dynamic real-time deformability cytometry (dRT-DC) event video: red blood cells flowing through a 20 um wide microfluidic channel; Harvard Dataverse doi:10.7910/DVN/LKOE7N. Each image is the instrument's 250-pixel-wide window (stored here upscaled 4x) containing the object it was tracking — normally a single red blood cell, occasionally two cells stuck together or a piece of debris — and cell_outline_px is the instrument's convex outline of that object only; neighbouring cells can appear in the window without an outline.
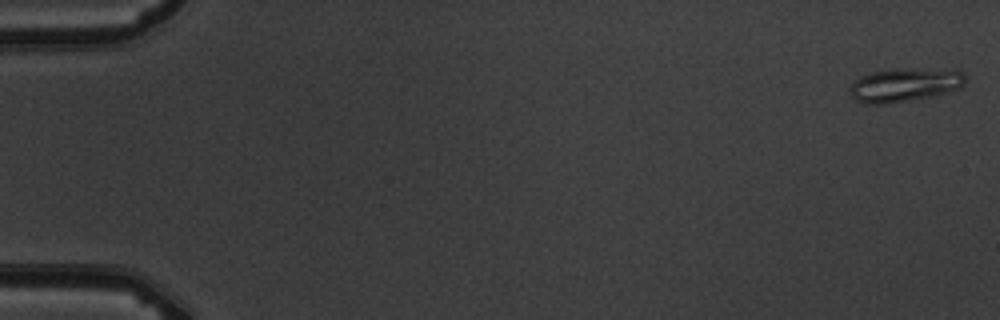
{"species": "common noctule bat (a hibernating species)", "species_latin": "Nyctalus noctula", "temperature_condition": "warm", "stored_images_in_passage": 12, "camera_frame_rate_fps": 3000, "um_per_image_px": 0.085, "animal": {"sex": "male", "body_mass_g": 19.5, "forearm_length_mm": 54.6}, "frame": {"image": 1, "passage_image": 1, "time_ms": 0.0, "image_size_px": [1000, 320], "cell_outline_px": [[964, 84], [960, 88], [932, 96], [888, 104], [864, 104], [856, 100], [848, 92], [848, 88], [860, 76], [872, 72], [956, 68], [964, 72]], "centroid_in_image_um": [76.91, 7.24], "position_along_channel_um": 8.1, "area_um2": 22.31}}
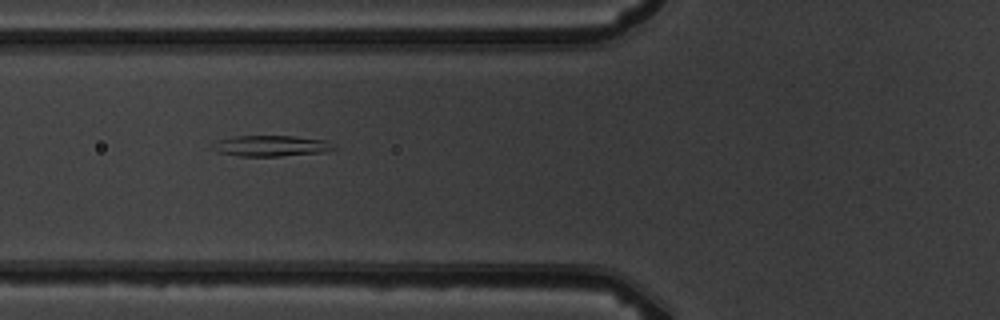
{"frame": {"image": 2, "passage_image": 7, "time_ms": 6.667, "image_size_px": [1000, 320], "cell_outline_px": [[336, 148], [324, 152], [280, 156], [240, 156], [216, 152], [208, 148], [220, 140], [236, 136], [292, 136], [328, 140]], "centroid_in_image_um": [23.03, 12.4], "position_along_channel_um": 102.8, "area_um2": 14.74}}
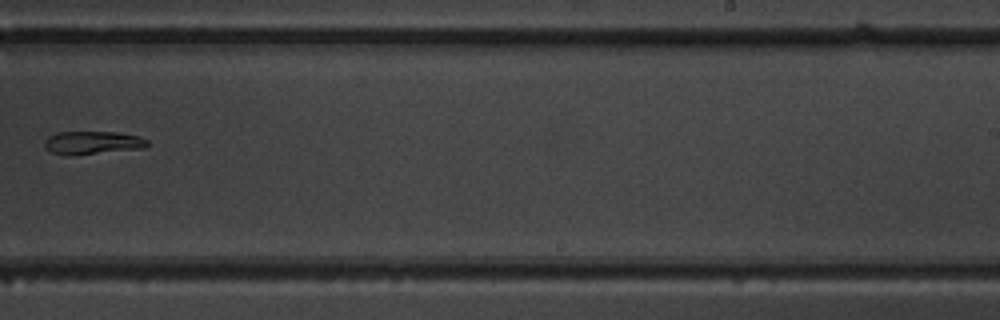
{"frame": {"image": 3, "passage_image": 11, "time_ms": 11.333, "image_size_px": [1000, 320], "cell_outline_px": [[148, 144], [144, 148], [72, 156], [64, 156], [48, 152], [44, 148], [44, 140], [48, 136], [56, 132], [116, 132], [140, 136], [148, 140]], "centroid_in_image_um": [7.8, 12.15], "position_along_channel_um": 281.2, "area_um2": 14.28}}